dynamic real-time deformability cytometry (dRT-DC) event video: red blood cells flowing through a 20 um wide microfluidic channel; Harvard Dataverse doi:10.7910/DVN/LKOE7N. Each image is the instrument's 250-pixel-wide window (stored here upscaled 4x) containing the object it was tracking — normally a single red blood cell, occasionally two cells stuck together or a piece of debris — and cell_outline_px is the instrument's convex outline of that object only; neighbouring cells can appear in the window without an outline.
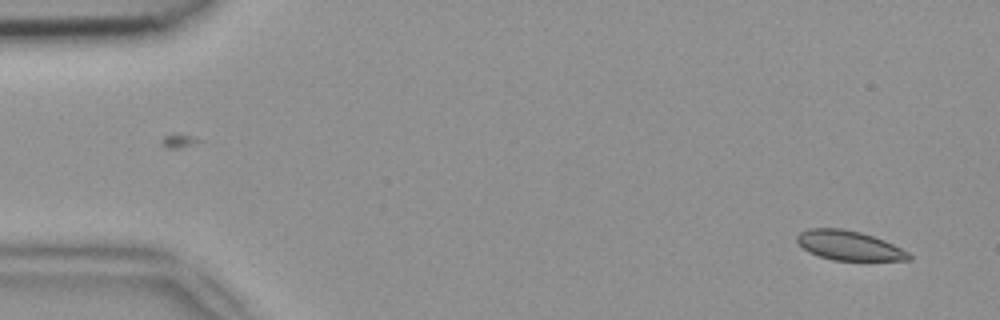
{"species": "common noctule bat (a hibernating species)", "species_latin": "Nyctalus noctula", "temperature_condition": "room temperature", "stored_images_in_passage": 14, "camera_frame_rate_fps": 3000, "um_per_image_px": 0.085, "animal": {"sex": "female", "body_mass_g": 18.4}, "frame": {"image": 1, "passage_image": 2, "time_ms": 0.333, "image_size_px": [1000, 320], "cell_outline_px": [[912, 260], [832, 260], [808, 252], [796, 240], [796, 236], [800, 232], [808, 228], [844, 228], [860, 232], [884, 240], [908, 252], [912, 256]], "centroid_in_image_um": [72.15, 20.86], "position_along_channel_um": 12.9, "area_um2": 19.13}}
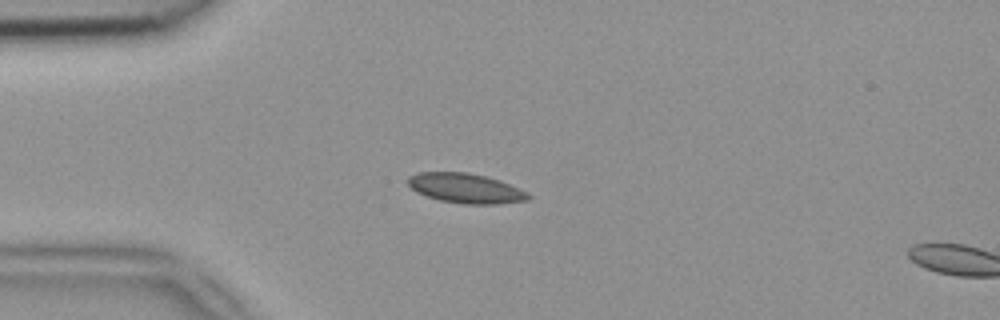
{"frame": {"image": 2, "passage_image": 12, "time_ms": 3.667, "image_size_px": [1000, 320], "cell_outline_px": [[532, 196], [528, 200], [500, 204], [464, 204], [440, 200], [416, 192], [408, 184], [408, 176], [420, 172], [468, 172], [500, 180], [528, 192]], "centroid_in_image_um": [39.61, 16.0], "position_along_channel_um": 45.4, "area_um2": 20.87}}